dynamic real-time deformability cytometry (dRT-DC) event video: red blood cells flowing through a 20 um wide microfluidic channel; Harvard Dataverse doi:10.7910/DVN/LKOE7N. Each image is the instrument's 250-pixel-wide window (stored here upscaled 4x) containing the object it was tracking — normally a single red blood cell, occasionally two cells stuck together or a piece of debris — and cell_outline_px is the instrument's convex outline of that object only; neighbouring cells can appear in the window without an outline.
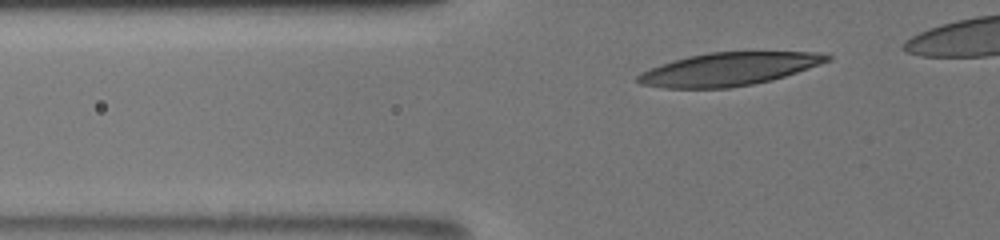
{"species": "human", "species_latin": "Homo sapiens", "temperature_condition": "room temperature", "stored_images_in_passage": 46, "camera_frame_rate_fps": 3000, "um_per_image_px": 0.085, "donor": {"sex": "male"}, "frame": {"image": 1, "passage_image": 4, "time_ms": 1.0, "image_size_px": [1000, 240], "cell_outline_px": [[832, 60], [772, 80], [752, 84], [728, 88], [664, 88], [640, 84], [636, 80], [636, 76], [640, 72], [672, 60], [688, 56], [708, 52], [820, 52], [832, 56]], "centroid_in_image_um": [61.92, 5.87], "position_along_channel_um": 63.9, "area_um2": 36.41}}
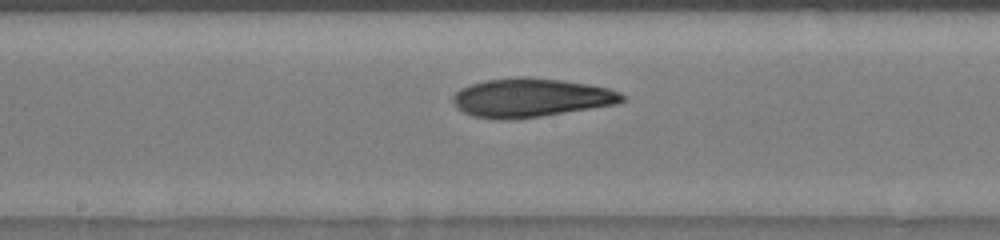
{"frame": {"image": 2, "passage_image": 19, "time_ms": 5.0, "image_size_px": [1000, 240], "cell_outline_px": [[628, 96], [624, 100], [616, 104], [540, 116], [504, 120], [496, 120], [472, 116], [456, 108], [452, 100], [452, 96], [460, 88], [484, 80], [516, 76], [528, 76], [560, 80], [588, 84], [608, 88], [620, 92]], "centroid_in_image_um": [45.09, 8.3], "position_along_channel_um": 203.1, "area_um2": 38.38}}
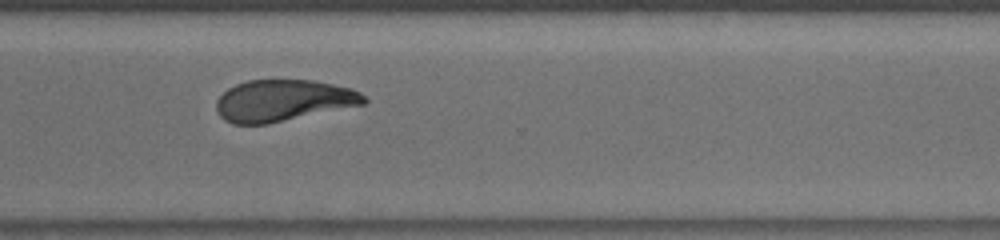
{"frame": {"image": 3, "passage_image": 45, "time_ms": 8.667, "image_size_px": [1000, 240], "cell_outline_px": [[368, 100], [364, 104], [268, 124], [232, 124], [224, 120], [220, 116], [216, 108], [216, 100], [228, 88], [236, 84], [248, 80], [316, 80], [352, 88], [360, 92]], "centroid_in_image_um": [24.07, 8.54], "position_along_channel_um": 346.5, "area_um2": 35.84}}